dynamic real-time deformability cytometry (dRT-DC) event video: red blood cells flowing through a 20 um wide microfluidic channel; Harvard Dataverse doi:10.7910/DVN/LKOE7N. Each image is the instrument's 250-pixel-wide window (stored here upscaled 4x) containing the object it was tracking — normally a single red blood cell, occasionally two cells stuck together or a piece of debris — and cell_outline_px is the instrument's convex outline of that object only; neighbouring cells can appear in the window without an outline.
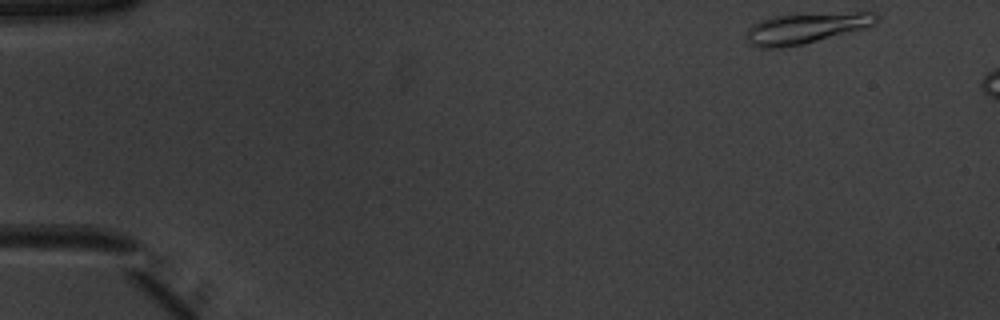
{"species": "common noctule bat (a hibernating species)", "species_latin": "Nyctalus noctula", "temperature_condition": "warm", "stored_images_in_passage": 7, "camera_frame_rate_fps": 3000, "um_per_image_px": 0.085, "animal": {"sex": "male", "body_mass_g": 20.1, "forearm_length_mm": 53.5}, "frame": {"image": 1, "passage_image": 1, "time_ms": 0.0, "image_size_px": [1000, 320], "cell_outline_px": [[880, 16], [876, 24], [804, 44], [784, 48], [760, 48], [752, 44], [748, 40], [748, 28], [752, 24], [760, 20], [772, 16], [856, 12], [876, 12]], "centroid_in_image_um": [68.51, 2.39], "position_along_channel_um": 16.5, "area_um2": 22.89}}